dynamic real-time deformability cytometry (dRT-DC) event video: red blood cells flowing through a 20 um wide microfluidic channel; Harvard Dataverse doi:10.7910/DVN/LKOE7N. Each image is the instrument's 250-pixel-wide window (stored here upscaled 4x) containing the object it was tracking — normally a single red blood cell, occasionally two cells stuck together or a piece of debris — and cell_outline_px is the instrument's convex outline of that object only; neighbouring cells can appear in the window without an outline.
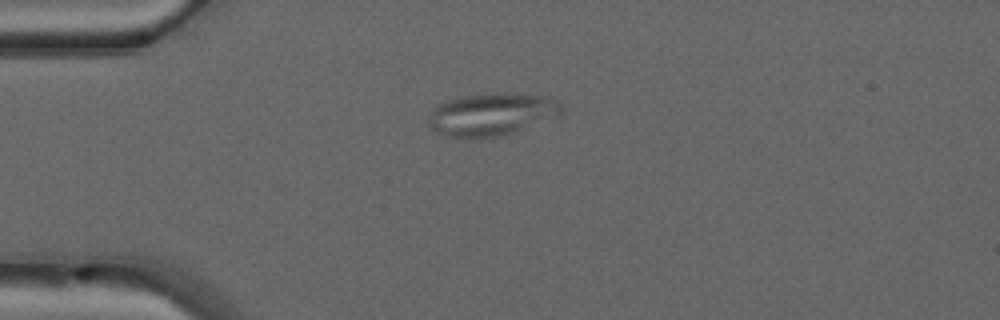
{"species": "common noctule bat (a hibernating species)", "species_latin": "Nyctalus noctula", "temperature_condition": "warm", "stored_images_in_passage": 38, "camera_frame_rate_fps": 3000, "um_per_image_px": 0.085, "animal": {"sex": "male", "forearm_length_mm": 52.5}, "frame": {"image": 1, "passage_image": 1, "time_ms": 0.0, "image_size_px": [1000, 320], "cell_outline_px": [[564, 112], [560, 116], [504, 136], [480, 140], [472, 140], [448, 136], [436, 132], [428, 124], [428, 120], [432, 108], [448, 100], [464, 96], [548, 96], [556, 100], [560, 104]], "centroid_in_image_um": [41.78, 9.82], "position_along_channel_um": 43.2, "area_um2": 32.6}}
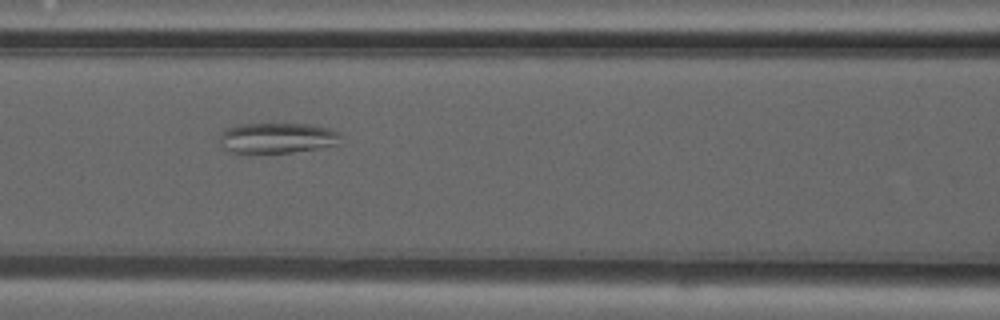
{"frame": {"image": 2, "passage_image": 10, "time_ms": 3.0, "image_size_px": [1000, 320], "cell_outline_px": [[340, 136], [336, 144], [316, 148], [292, 152], [232, 152], [224, 148], [220, 144], [220, 132], [224, 128], [236, 124], [308, 124], [328, 128], [336, 132]], "centroid_in_image_um": [23.47, 11.71], "position_along_channel_um": 143.1, "area_um2": 21.15}}
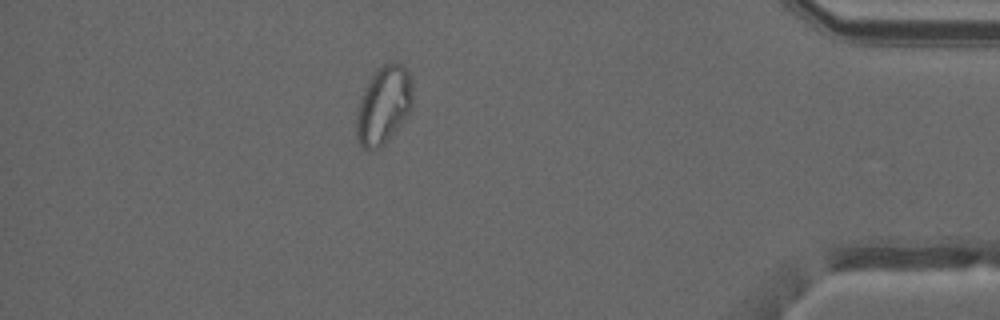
{"frame": {"image": 3, "passage_image": 32, "time_ms": 10.333, "image_size_px": [1000, 320], "cell_outline_px": [[412, 108], [408, 116], [388, 140], [384, 144], [368, 152], [356, 140], [356, 108], [364, 88], [372, 72], [384, 64], [404, 64], [412, 76]], "centroid_in_image_um": [32.6, 8.94], "position_along_channel_um": 402.6, "area_um2": 26.13}, "authors_computed_cell_mechanics": {"area_um2": 24.0159, "velocity_mm_per_s": 4.1313, "shape_relaxation_time_tau1_ms": null, "shape_relaxation_time_tau2_ms": 2.0243, "deformation_change_tau1": null, "deformation_change_tau2": 0.0639}}